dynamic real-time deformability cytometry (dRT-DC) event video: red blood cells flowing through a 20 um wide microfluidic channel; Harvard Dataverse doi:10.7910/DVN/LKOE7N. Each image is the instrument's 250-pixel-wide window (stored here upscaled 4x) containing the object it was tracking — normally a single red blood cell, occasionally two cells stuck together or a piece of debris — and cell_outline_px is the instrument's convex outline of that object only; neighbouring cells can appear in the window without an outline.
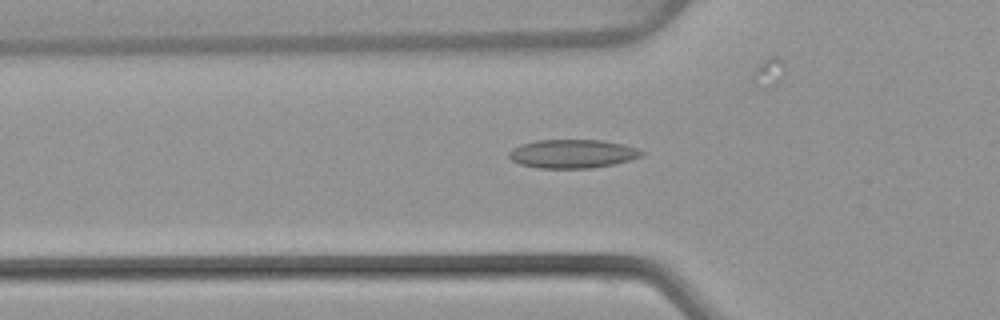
{"species": "common noctule bat (a hibernating species)", "species_latin": "Nyctalus noctula", "temperature_condition": "warm", "stored_images_in_passage": 46, "camera_frame_rate_fps": 3000, "um_per_image_px": 0.085, "animal": {"sex": "female", "body_mass_g": 22.7, "forearm_length_mm": 54.2}, "frame": {"image": 1, "passage_image": 18, "time_ms": 5.667, "image_size_px": [1000, 320], "cell_outline_px": [[644, 152], [640, 156], [628, 160], [612, 164], [592, 168], [536, 168], [520, 164], [512, 160], [508, 156], [508, 152], [512, 148], [520, 144], [536, 140], [604, 140], [636, 148]], "centroid_in_image_um": [48.59, 13.07], "position_along_channel_um": 77.2, "area_um2": 22.02}}
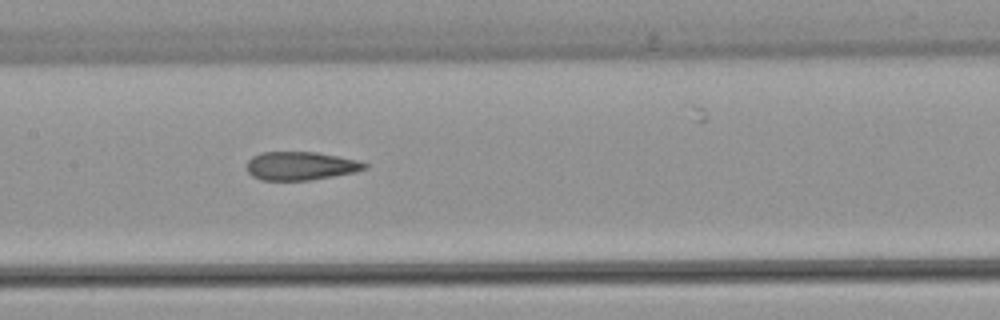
{"frame": {"image": 2, "passage_image": 26, "time_ms": 8.333, "image_size_px": [1000, 320], "cell_outline_px": [[368, 168], [356, 172], [312, 180], [260, 180], [252, 176], [244, 168], [248, 160], [252, 156], [260, 152], [316, 152], [360, 160], [368, 164]], "centroid_in_image_um": [25.55, 14.1], "position_along_channel_um": 181.9, "area_um2": 19.88}}
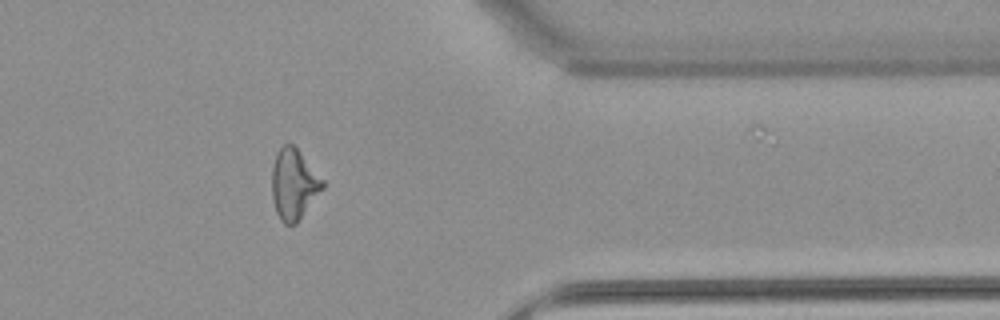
{"frame": {"image": 3, "passage_image": 43, "time_ms": 14.0, "image_size_px": [1000, 320], "cell_outline_px": [[324, 188], [296, 224], [284, 224], [280, 220], [276, 212], [272, 200], [272, 168], [276, 152], [284, 144], [292, 144], [300, 152], [324, 180]], "centroid_in_image_um": [24.96, 15.67], "position_along_channel_um": 386.4, "area_um2": 20.87}}